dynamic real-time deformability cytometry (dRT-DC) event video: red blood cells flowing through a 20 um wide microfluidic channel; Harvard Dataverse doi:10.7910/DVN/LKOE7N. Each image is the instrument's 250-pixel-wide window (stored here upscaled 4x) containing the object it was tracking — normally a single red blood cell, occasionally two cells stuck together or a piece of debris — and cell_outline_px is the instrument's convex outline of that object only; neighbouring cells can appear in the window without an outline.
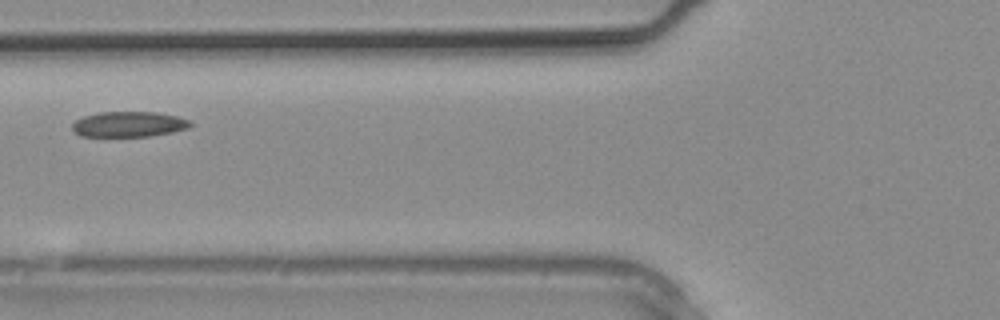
{"species": "common noctule bat (a hibernating species)", "species_latin": "Nyctalus noctula", "temperature_condition": "warm", "stored_images_in_passage": 5, "camera_frame_rate_fps": 3000, "um_per_image_px": 0.085, "animal": {"sex": "male", "body_mass_g": 20.4}, "frame": {"image": 1, "passage_image": 4, "time_ms": 1.0, "image_size_px": [1000, 320], "cell_outline_px": [[192, 124], [188, 128], [172, 132], [148, 136], [80, 136], [72, 128], [72, 124], [76, 120], [84, 116], [100, 112], [156, 112], [176, 116], [188, 120]], "centroid_in_image_um": [10.94, 10.56], "position_along_channel_um": 114.9, "area_um2": 17.28}}